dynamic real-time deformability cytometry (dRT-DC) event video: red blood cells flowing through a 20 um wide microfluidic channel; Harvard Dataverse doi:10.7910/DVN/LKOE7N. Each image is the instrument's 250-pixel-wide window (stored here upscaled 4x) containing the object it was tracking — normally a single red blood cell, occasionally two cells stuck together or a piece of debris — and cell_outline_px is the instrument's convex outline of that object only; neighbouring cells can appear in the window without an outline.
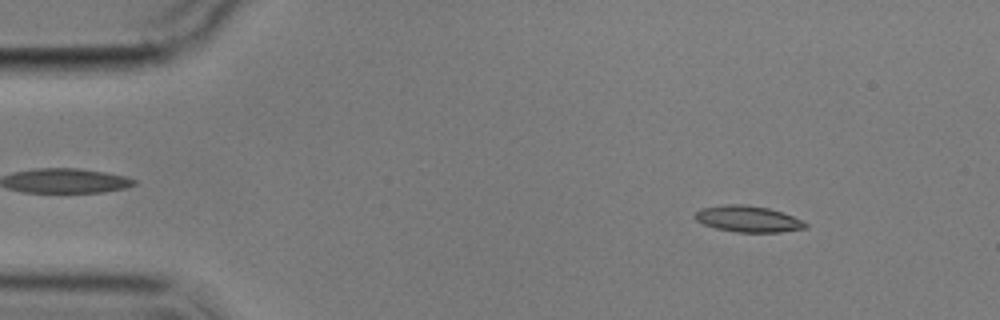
{"species": "common noctule bat (a hibernating species)", "species_latin": "Nyctalus noctula", "temperature_condition": "cold", "stored_images_in_passage": 3, "camera_frame_rate_fps": 3000, "um_per_image_px": 0.085, "animal": {"sex": "male", "body_mass_g": 17.9}, "frame": {"image": 1, "passage_image": 1, "time_ms": 0.0, "image_size_px": [1000, 320], "cell_outline_px": [[808, 228], [780, 232], [736, 232], [716, 228], [704, 224], [696, 220], [692, 216], [700, 208], [728, 204], [744, 204], [768, 208], [792, 216], [808, 224]], "centroid_in_image_um": [63.55, 18.61], "position_along_channel_um": 21.4, "area_um2": 16.82}}